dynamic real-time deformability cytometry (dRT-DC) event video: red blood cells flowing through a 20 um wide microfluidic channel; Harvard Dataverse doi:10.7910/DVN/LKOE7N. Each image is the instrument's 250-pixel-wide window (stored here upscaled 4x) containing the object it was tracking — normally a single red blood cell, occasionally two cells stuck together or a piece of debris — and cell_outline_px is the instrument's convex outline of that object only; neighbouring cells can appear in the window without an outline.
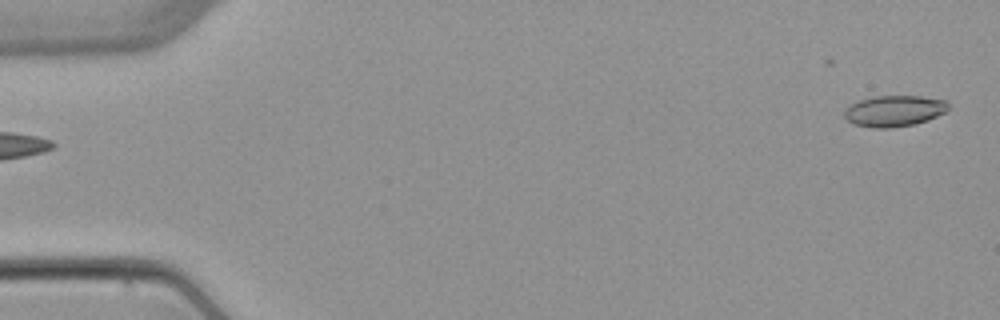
{"species": "common noctule bat (a hibernating species)", "species_latin": "Nyctalus noctula", "temperature_condition": "warm", "stored_images_in_passage": 3, "segment_of_instrument_passage": [2, 2], "camera_frame_rate_fps": 3000, "um_per_image_px": 0.085, "animal": {"sex": "female", "body_mass_g": 22.7, "forearm_length_mm": 54.2}, "frame": {"image": 1, "passage_image": 3, "time_ms": 2.333, "image_size_px": [1000, 320], "cell_outline_px": [[948, 112], [928, 120], [916, 124], [892, 128], [872, 128], [852, 124], [844, 116], [844, 108], [860, 100], [872, 96], [920, 96], [948, 100]], "centroid_in_image_um": [76.03, 9.44], "position_along_channel_um": 9.0, "area_um2": 19.19}}